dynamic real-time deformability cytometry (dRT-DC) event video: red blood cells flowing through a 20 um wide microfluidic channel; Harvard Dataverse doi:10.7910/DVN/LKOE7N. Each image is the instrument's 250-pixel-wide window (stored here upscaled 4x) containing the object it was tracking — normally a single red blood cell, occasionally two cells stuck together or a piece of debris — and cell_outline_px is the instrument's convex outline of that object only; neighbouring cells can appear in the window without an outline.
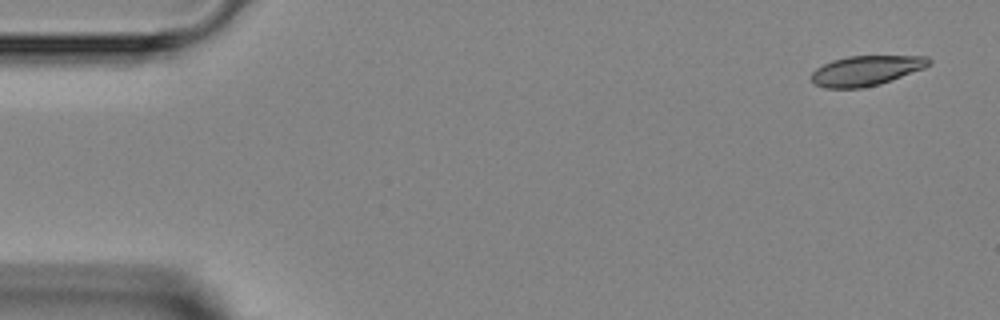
{"species": "Egyptian fruit bat (a non-hibernating species)", "species_latin": "Rousettus aegyptiacus", "temperature_condition": "room temperature", "stored_images_in_passage": 6, "camera_frame_rate_fps": 3000, "um_per_image_px": 0.085, "animal": {"sex": "female"}, "frame": {"image": 1, "passage_image": 1, "time_ms": 0.0, "image_size_px": [1000, 320], "cell_outline_px": [[932, 64], [924, 68], [880, 84], [860, 88], [824, 88], [812, 84], [812, 72], [816, 68], [832, 60], [848, 56], [928, 56], [932, 60]], "centroid_in_image_um": [73.62, 6.0], "position_along_channel_um": 11.4, "area_um2": 20.58}}
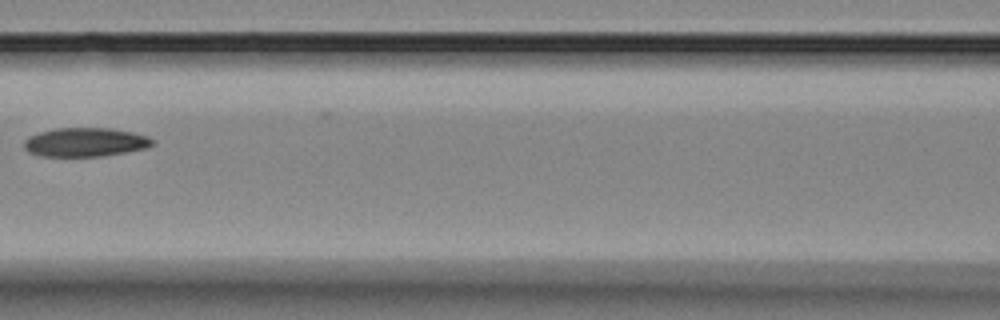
{"frame": {"image": 2, "passage_image": 5, "time_ms": 6.333, "image_size_px": [1000, 320], "cell_outline_px": [[156, 144], [144, 148], [124, 152], [100, 156], [40, 156], [28, 152], [24, 148], [24, 140], [28, 136], [40, 132], [56, 128], [112, 128], [132, 132], [148, 136], [156, 140]], "centroid_in_image_um": [7.25, 12.08], "position_along_channel_um": 159.4, "area_um2": 21.68}}
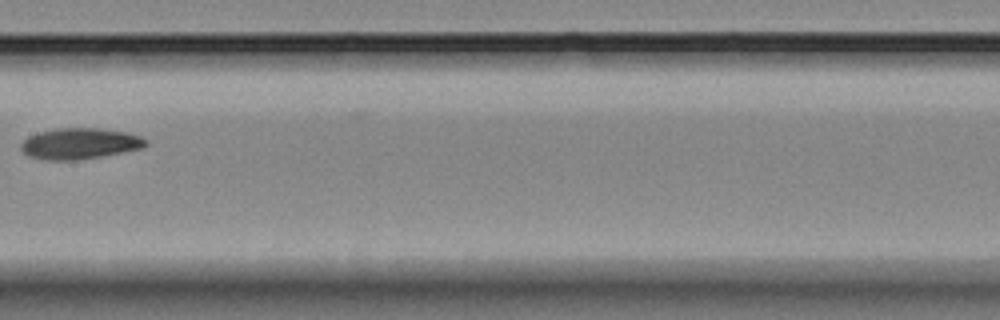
{"frame": {"image": 3, "passage_image": 6, "time_ms": 7.333, "image_size_px": [1000, 320], "cell_outline_px": [[148, 144], [144, 148], [100, 156], [76, 160], [48, 160], [28, 156], [20, 148], [20, 144], [28, 136], [40, 132], [60, 128], [100, 128], [128, 132], [140, 136], [148, 140]], "centroid_in_image_um": [6.81, 12.2], "position_along_channel_um": 200.6, "area_um2": 22.54}}